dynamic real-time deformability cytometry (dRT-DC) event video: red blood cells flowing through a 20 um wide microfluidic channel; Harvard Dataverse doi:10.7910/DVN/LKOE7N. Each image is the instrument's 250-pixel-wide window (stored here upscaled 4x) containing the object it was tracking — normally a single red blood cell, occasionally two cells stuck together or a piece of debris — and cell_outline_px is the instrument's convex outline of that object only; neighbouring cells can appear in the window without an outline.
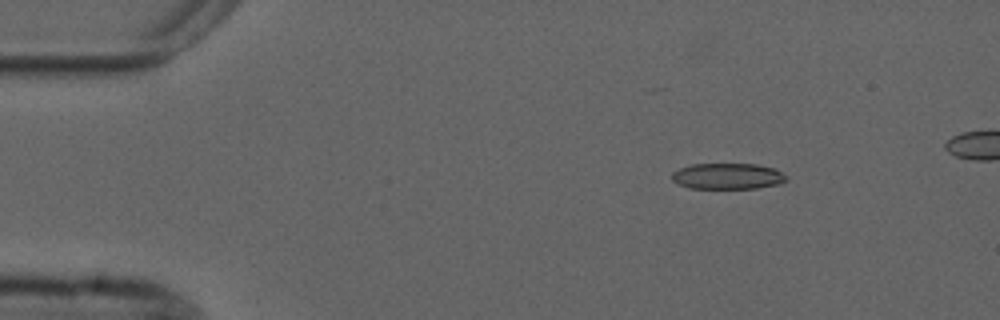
{"species": "common noctule bat (a hibernating species)", "species_latin": "Nyctalus noctula", "temperature_condition": "cold", "stored_images_in_passage": 4, "camera_frame_rate_fps": 3000, "um_per_image_px": 0.085, "animal": {"sex": "male", "forearm_length_mm": 52.5}, "frame": {"image": 1, "passage_image": 2, "time_ms": 1.667, "image_size_px": [1000, 320], "cell_outline_px": [[788, 180], [780, 184], [756, 188], [688, 188], [672, 180], [672, 172], [680, 168], [692, 164], [756, 164], [776, 168], [788, 176]], "centroid_in_image_um": [61.9, 14.97], "position_along_channel_um": 23.1, "area_um2": 17.46}}